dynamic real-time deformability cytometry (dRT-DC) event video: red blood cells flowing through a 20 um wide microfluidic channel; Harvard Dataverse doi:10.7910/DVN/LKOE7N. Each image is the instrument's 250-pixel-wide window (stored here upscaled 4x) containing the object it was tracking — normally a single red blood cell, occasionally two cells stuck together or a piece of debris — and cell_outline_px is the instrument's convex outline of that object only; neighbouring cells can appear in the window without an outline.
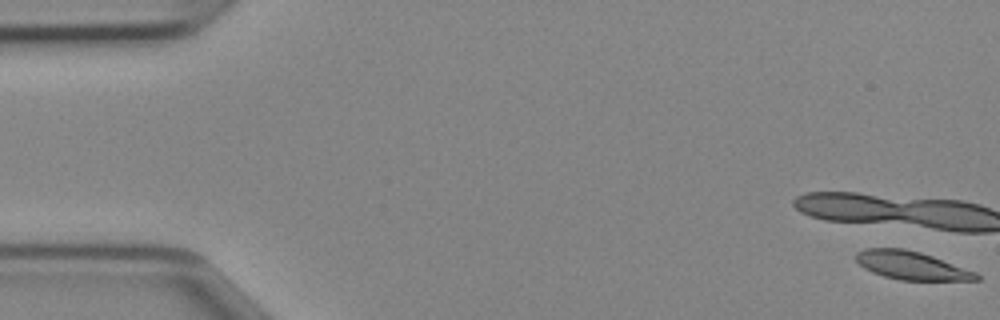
{"species": "Egyptian fruit bat (a non-hibernating species)", "species_latin": "Rousettus aegyptiacus", "temperature_condition": "cold", "stored_images_in_passage": 45, "camera_frame_rate_fps": 3000, "um_per_image_px": 0.085, "animal": {"sex": "female"}, "frame": {"image": 1, "passage_image": 1, "time_ms": 0.0, "image_size_px": [1000, 320], "cell_outline_px": [[980, 280], [900, 280], [884, 276], [872, 272], [864, 268], [856, 260], [856, 252], [864, 248], [904, 248], [920, 252], [932, 256], [976, 272], [980, 276]], "centroid_in_image_um": [77.46, 22.56], "position_along_channel_um": 7.5, "area_um2": 19.71}}